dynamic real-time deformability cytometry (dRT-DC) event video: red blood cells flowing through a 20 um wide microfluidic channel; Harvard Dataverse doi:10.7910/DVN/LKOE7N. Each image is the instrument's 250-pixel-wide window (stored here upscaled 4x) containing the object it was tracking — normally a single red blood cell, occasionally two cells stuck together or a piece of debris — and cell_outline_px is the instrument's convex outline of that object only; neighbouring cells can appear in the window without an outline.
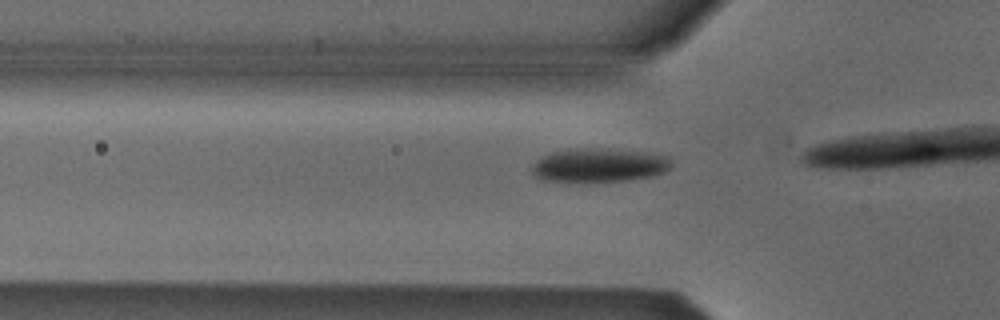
{"species": "Egyptian fruit bat (a non-hibernating species)", "species_latin": "Rousettus aegyptiacus", "temperature_condition": "cold", "stored_images_in_passage": 3, "camera_frame_rate_fps": 3000, "um_per_image_px": 0.085, "animal": {"sex": "male"}, "frame": {"image": 1, "passage_image": 3, "time_ms": 2.333, "image_size_px": [1000, 320], "cell_outline_px": [[672, 168], [664, 172], [652, 176], [628, 180], [540, 180], [532, 172], [532, 164], [540, 156], [548, 152], [588, 148], [644, 152], [668, 156], [672, 160]], "centroid_in_image_um": [50.94, 14.03], "position_along_channel_um": 74.9, "area_um2": 26.93}}